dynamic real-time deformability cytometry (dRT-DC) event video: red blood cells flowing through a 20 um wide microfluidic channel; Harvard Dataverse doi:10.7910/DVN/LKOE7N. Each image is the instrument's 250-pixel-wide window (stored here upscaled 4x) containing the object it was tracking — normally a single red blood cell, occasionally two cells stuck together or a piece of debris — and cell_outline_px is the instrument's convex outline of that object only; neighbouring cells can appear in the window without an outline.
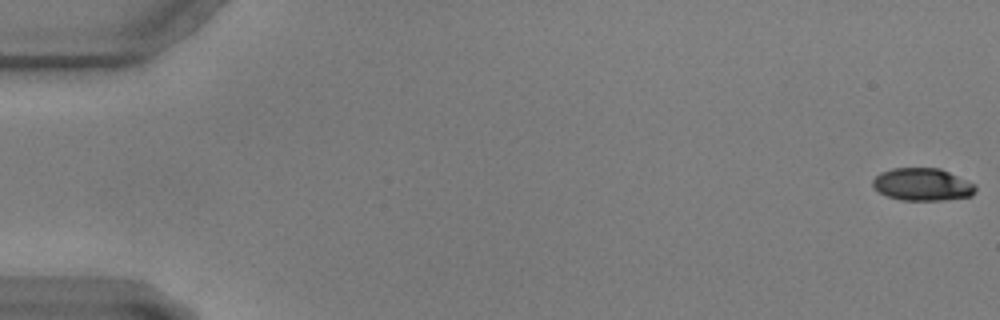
{"species": "common noctule bat (a hibernating species)", "species_latin": "Nyctalus noctula", "temperature_condition": "warm", "stored_images_in_passage": 14, "camera_frame_rate_fps": 3000, "um_per_image_px": 0.085, "animal": {"sex": "male", "body_mass_g": 17.9, "forearm_length_mm": 54.2}, "frame": {"image": 1, "passage_image": 1, "time_ms": 0.0, "image_size_px": [1000, 320], "cell_outline_px": [[976, 192], [972, 196], [944, 200], [900, 200], [888, 196], [872, 188], [872, 180], [880, 172], [892, 168], [940, 168], [976, 184]], "centroid_in_image_um": [78.41, 15.68], "position_along_channel_um": 6.6, "area_um2": 19.65}}